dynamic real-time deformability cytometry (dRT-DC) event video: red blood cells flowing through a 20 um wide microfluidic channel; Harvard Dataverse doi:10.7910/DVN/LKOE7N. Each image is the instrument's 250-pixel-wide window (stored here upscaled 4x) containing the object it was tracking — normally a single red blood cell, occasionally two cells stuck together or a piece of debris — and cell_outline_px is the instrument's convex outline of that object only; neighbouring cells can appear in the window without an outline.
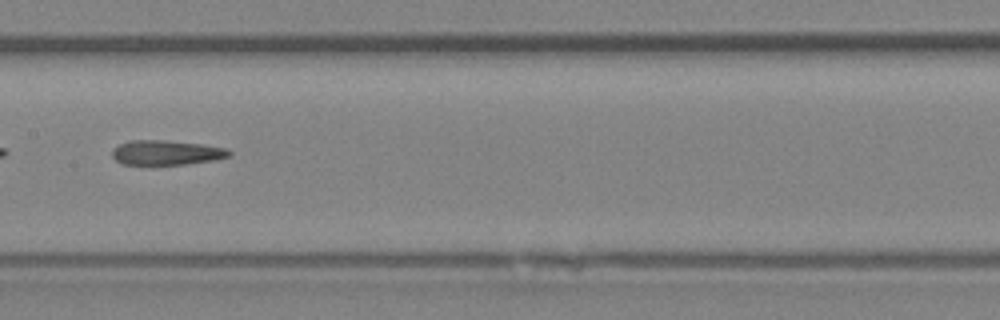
{"species": "Egyptian fruit bat (a non-hibernating species)", "species_latin": "Rousettus aegyptiacus", "temperature_condition": "room temperature", "stored_images_in_passage": 33, "camera_frame_rate_fps": 3000, "um_per_image_px": 0.085, "animal": {"sex": "female"}, "frame": {"image": 1, "passage_image": 10, "time_ms": 3.0, "image_size_px": [1000, 320], "cell_outline_px": [[232, 152], [228, 156], [216, 160], [184, 164], [124, 164], [116, 160], [112, 156], [112, 148], [128, 140], [164, 140], [200, 144], [228, 148]], "centroid_in_image_um": [14.14, 12.96], "position_along_channel_um": 193.3, "area_um2": 16.76}}
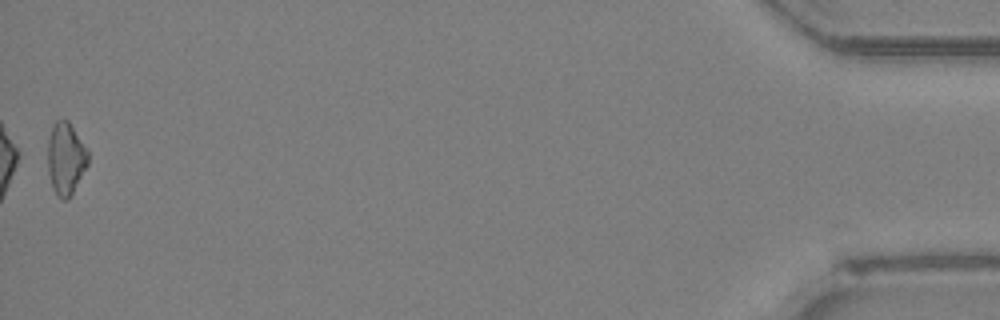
{"frame": {"image": 2, "passage_image": 33, "time_ms": 10.667, "image_size_px": [1000, 320], "cell_outline_px": [[88, 164], [68, 200], [60, 200], [56, 196], [52, 188], [48, 172], [48, 140], [52, 124], [56, 120], [68, 120], [88, 152]], "centroid_in_image_um": [5.56, 13.51], "position_along_channel_um": 429.6, "area_um2": 16.94}, "authors_computed_cell_mechanics": {"area_um2": 17.2244, "velocity_mm_per_s": 4.3598, "shape_relaxation_time_tau1_ms": null, "shape_relaxation_time_tau2_ms": 9.6948, "deformation_change_tau1": null, "deformation_change_tau2": 0.2742}}